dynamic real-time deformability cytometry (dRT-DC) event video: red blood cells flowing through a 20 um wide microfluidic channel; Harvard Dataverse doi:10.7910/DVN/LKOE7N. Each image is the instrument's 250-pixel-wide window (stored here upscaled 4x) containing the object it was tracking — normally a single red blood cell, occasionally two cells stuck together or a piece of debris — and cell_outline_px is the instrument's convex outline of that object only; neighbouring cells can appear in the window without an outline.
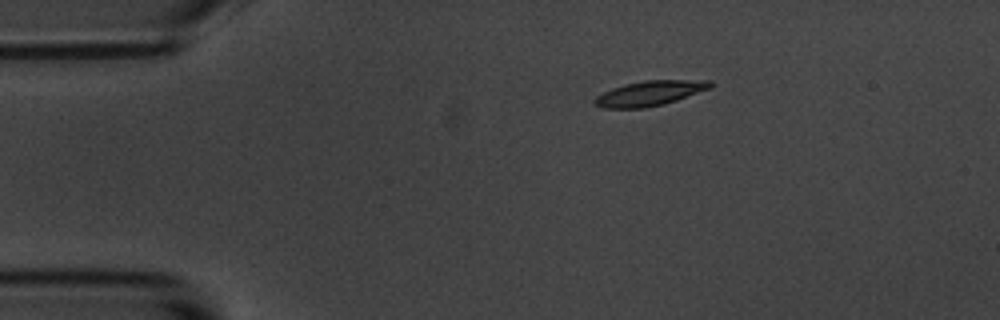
{"species": "common noctule bat (a hibernating species)", "species_latin": "Nyctalus noctula", "temperature_condition": "room temperature", "stored_images_in_passage": 6, "camera_frame_rate_fps": 3000, "um_per_image_px": 0.085, "animal": {"sex": "male", "body_mass_g": 20.1, "forearm_length_mm": 53.5}, "frame": {"image": 1, "passage_image": 3, "time_ms": 2.333, "image_size_px": [1000, 320], "cell_outline_px": [[712, 88], [664, 104], [644, 108], [604, 108], [596, 104], [592, 100], [596, 96], [612, 88], [624, 84], [644, 80], [712, 80]], "centroid_in_image_um": [55.24, 7.92], "position_along_channel_um": 29.8, "area_um2": 16.82}}
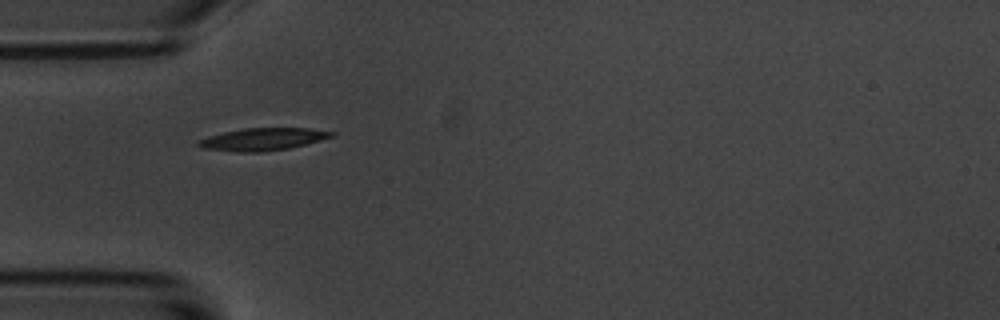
{"frame": {"image": 2, "passage_image": 5, "time_ms": 4.667, "image_size_px": [1000, 320], "cell_outline_px": [[336, 136], [288, 148], [260, 152], [236, 152], [204, 148], [196, 144], [200, 140], [208, 136], [224, 132], [244, 128], [308, 128], [336, 132]], "centroid_in_image_um": [22.36, 11.83], "position_along_channel_um": 62.6, "area_um2": 17.22}}